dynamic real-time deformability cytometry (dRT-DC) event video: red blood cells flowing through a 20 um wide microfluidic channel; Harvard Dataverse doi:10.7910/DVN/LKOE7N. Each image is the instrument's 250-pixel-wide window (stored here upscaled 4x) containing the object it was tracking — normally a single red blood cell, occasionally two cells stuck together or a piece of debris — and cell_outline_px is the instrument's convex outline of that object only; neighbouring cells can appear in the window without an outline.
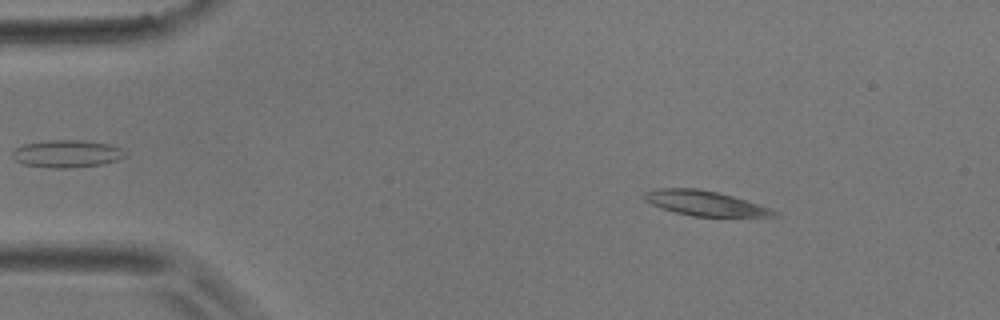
{"species": "common noctule bat (a hibernating species)", "species_latin": "Nyctalus noctula", "temperature_condition": "room temperature", "stored_images_in_passage": 44, "camera_frame_rate_fps": 3000, "um_per_image_px": 0.085, "animal": {"sex": "male", "body_mass_g": 17.9}, "frame": {"image": 1, "passage_image": 6, "time_ms": 1.667, "image_size_px": [1000, 320], "cell_outline_px": [[780, 216], [692, 216], [676, 212], [652, 204], [644, 200], [644, 192], [656, 188], [696, 188], [716, 192], [732, 196], [772, 208]], "centroid_in_image_um": [59.92, 17.26], "position_along_channel_um": 25.1, "area_um2": 18.5}}
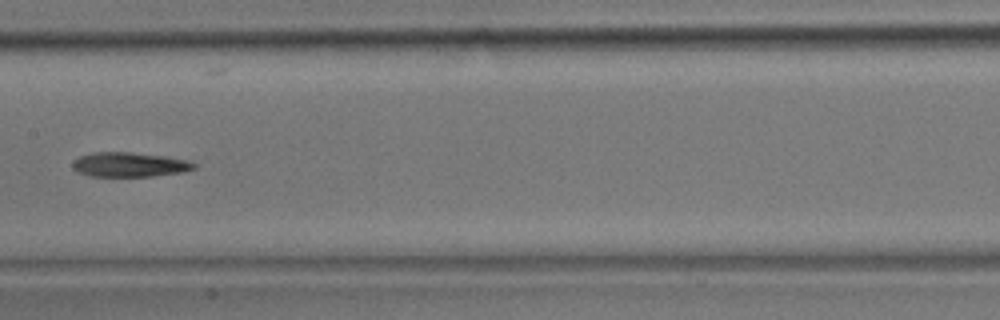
{"frame": {"image": 2, "passage_image": 22, "time_ms": 7.0, "image_size_px": [1000, 320], "cell_outline_px": [[196, 168], [184, 172], [152, 176], [92, 176], [80, 172], [72, 168], [72, 164], [80, 156], [92, 152], [128, 152], [164, 156], [188, 160], [196, 164]], "centroid_in_image_um": [11.04, 13.99], "position_along_channel_um": 196.4, "area_um2": 17.22}}
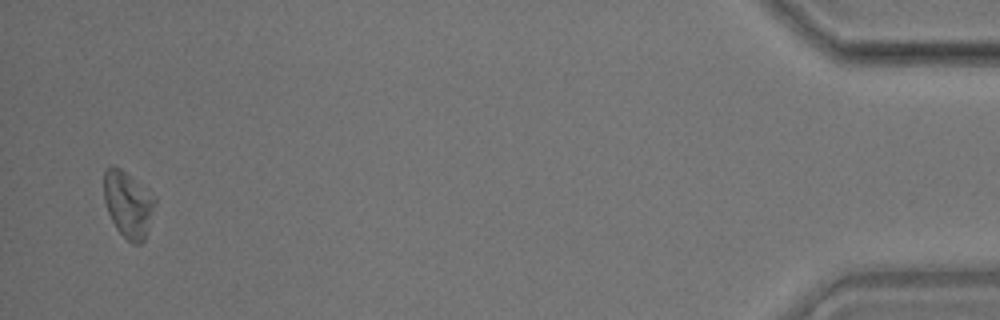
{"frame": {"image": 3, "passage_image": 43, "time_ms": 14.0, "image_size_px": [1000, 320], "cell_outline_px": [[156, 204], [144, 240], [140, 244], [132, 244], [116, 228], [108, 212], [104, 200], [104, 168], [112, 164], [120, 168], [156, 200]], "centroid_in_image_um": [10.85, 17.37], "position_along_channel_um": 424.3, "area_um2": 19.25}}